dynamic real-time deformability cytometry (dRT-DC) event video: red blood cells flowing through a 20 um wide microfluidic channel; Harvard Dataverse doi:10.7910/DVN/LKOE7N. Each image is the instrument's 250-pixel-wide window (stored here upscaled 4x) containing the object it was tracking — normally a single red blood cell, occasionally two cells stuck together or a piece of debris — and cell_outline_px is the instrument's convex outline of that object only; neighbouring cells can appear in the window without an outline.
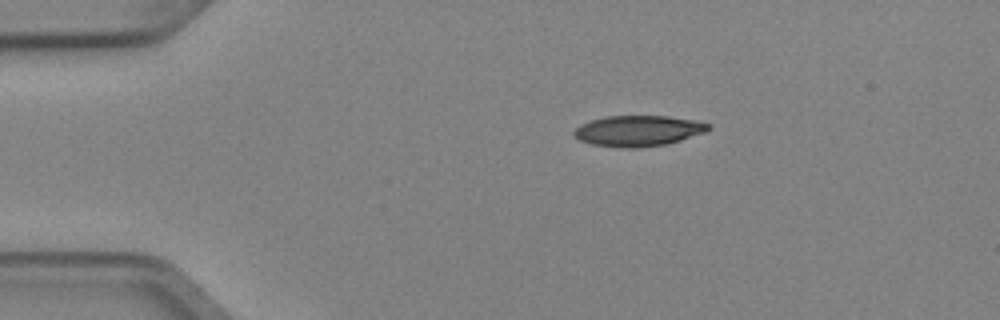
{"species": "Egyptian fruit bat (a non-hibernating species)", "species_latin": "Rousettus aegyptiacus", "temperature_condition": "cold", "stored_images_in_passage": 2, "camera_frame_rate_fps": 3000, "um_per_image_px": 0.085, "animal": {"sex": "female"}, "frame": {"image": 1, "passage_image": 1, "time_ms": 0.0, "image_size_px": [1000, 320], "cell_outline_px": [[712, 128], [708, 132], [668, 144], [640, 148], [620, 148], [592, 144], [580, 140], [572, 132], [580, 124], [604, 116], [668, 116], [692, 120], [708, 124]], "centroid_in_image_um": [54.27, 11.13], "position_along_channel_um": 30.7, "area_um2": 24.22}}